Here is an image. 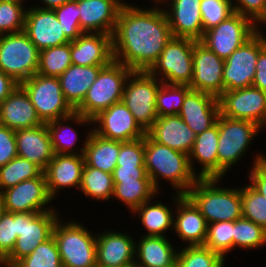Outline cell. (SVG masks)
Instances as JSON below:
<instances>
[{
  "label": "cell",
  "instance_id": "f6af8a7d",
  "mask_svg": "<svg viewBox=\"0 0 266 267\" xmlns=\"http://www.w3.org/2000/svg\"><path fill=\"white\" fill-rule=\"evenodd\" d=\"M79 0H70L63 5L54 8V12L61 24V29L66 37L72 41L84 32L81 30L79 19Z\"/></svg>",
  "mask_w": 266,
  "mask_h": 267
},
{
  "label": "cell",
  "instance_id": "d6986e66",
  "mask_svg": "<svg viewBox=\"0 0 266 267\" xmlns=\"http://www.w3.org/2000/svg\"><path fill=\"white\" fill-rule=\"evenodd\" d=\"M135 240L123 232L108 230L96 235L97 267H134Z\"/></svg>",
  "mask_w": 266,
  "mask_h": 267
},
{
  "label": "cell",
  "instance_id": "680465c9",
  "mask_svg": "<svg viewBox=\"0 0 266 267\" xmlns=\"http://www.w3.org/2000/svg\"><path fill=\"white\" fill-rule=\"evenodd\" d=\"M259 22H260V24H263V23H264V25L266 24V8H265L263 15L255 22L256 30L260 32L261 29L258 28V25H257V24H259Z\"/></svg>",
  "mask_w": 266,
  "mask_h": 267
},
{
  "label": "cell",
  "instance_id": "484cf974",
  "mask_svg": "<svg viewBox=\"0 0 266 267\" xmlns=\"http://www.w3.org/2000/svg\"><path fill=\"white\" fill-rule=\"evenodd\" d=\"M17 154L39 166L43 171L55 153L46 123L15 130Z\"/></svg>",
  "mask_w": 266,
  "mask_h": 267
},
{
  "label": "cell",
  "instance_id": "11a10c76",
  "mask_svg": "<svg viewBox=\"0 0 266 267\" xmlns=\"http://www.w3.org/2000/svg\"><path fill=\"white\" fill-rule=\"evenodd\" d=\"M252 86L261 89L266 94V46L258 55Z\"/></svg>",
  "mask_w": 266,
  "mask_h": 267
},
{
  "label": "cell",
  "instance_id": "f5cc1de1",
  "mask_svg": "<svg viewBox=\"0 0 266 267\" xmlns=\"http://www.w3.org/2000/svg\"><path fill=\"white\" fill-rule=\"evenodd\" d=\"M249 171L250 185L266 199V157L259 153Z\"/></svg>",
  "mask_w": 266,
  "mask_h": 267
},
{
  "label": "cell",
  "instance_id": "4316f807",
  "mask_svg": "<svg viewBox=\"0 0 266 267\" xmlns=\"http://www.w3.org/2000/svg\"><path fill=\"white\" fill-rule=\"evenodd\" d=\"M146 133L155 141L167 147L189 154L196 134L179 115L158 117Z\"/></svg>",
  "mask_w": 266,
  "mask_h": 267
},
{
  "label": "cell",
  "instance_id": "5bb4252c",
  "mask_svg": "<svg viewBox=\"0 0 266 267\" xmlns=\"http://www.w3.org/2000/svg\"><path fill=\"white\" fill-rule=\"evenodd\" d=\"M52 201L44 172L39 177L22 181L0 193L2 210L12 213L55 210L52 206L44 208Z\"/></svg>",
  "mask_w": 266,
  "mask_h": 267
},
{
  "label": "cell",
  "instance_id": "e0dca14e",
  "mask_svg": "<svg viewBox=\"0 0 266 267\" xmlns=\"http://www.w3.org/2000/svg\"><path fill=\"white\" fill-rule=\"evenodd\" d=\"M224 63L225 60L196 41L193 50V77L189 87L218 98L224 92Z\"/></svg>",
  "mask_w": 266,
  "mask_h": 267
},
{
  "label": "cell",
  "instance_id": "d6a6232c",
  "mask_svg": "<svg viewBox=\"0 0 266 267\" xmlns=\"http://www.w3.org/2000/svg\"><path fill=\"white\" fill-rule=\"evenodd\" d=\"M119 151L120 141L100 137L91 130L83 154L85 166L112 174L117 164Z\"/></svg>",
  "mask_w": 266,
  "mask_h": 267
},
{
  "label": "cell",
  "instance_id": "cb8c5ba5",
  "mask_svg": "<svg viewBox=\"0 0 266 267\" xmlns=\"http://www.w3.org/2000/svg\"><path fill=\"white\" fill-rule=\"evenodd\" d=\"M84 165L83 154H55L43 171L49 195L56 199L60 188H79Z\"/></svg>",
  "mask_w": 266,
  "mask_h": 267
},
{
  "label": "cell",
  "instance_id": "30bf717a",
  "mask_svg": "<svg viewBox=\"0 0 266 267\" xmlns=\"http://www.w3.org/2000/svg\"><path fill=\"white\" fill-rule=\"evenodd\" d=\"M39 50L22 31L0 38V69L18 84L37 73Z\"/></svg>",
  "mask_w": 266,
  "mask_h": 267
},
{
  "label": "cell",
  "instance_id": "8fae6325",
  "mask_svg": "<svg viewBox=\"0 0 266 267\" xmlns=\"http://www.w3.org/2000/svg\"><path fill=\"white\" fill-rule=\"evenodd\" d=\"M19 85L26 91L43 123L68 116L75 111L65 99L58 77L36 73Z\"/></svg>",
  "mask_w": 266,
  "mask_h": 267
},
{
  "label": "cell",
  "instance_id": "7a4b0ae2",
  "mask_svg": "<svg viewBox=\"0 0 266 267\" xmlns=\"http://www.w3.org/2000/svg\"><path fill=\"white\" fill-rule=\"evenodd\" d=\"M145 167L154 188L159 191V179L168 180L178 194L185 195L199 177L192 171L189 156L155 142L145 135Z\"/></svg>",
  "mask_w": 266,
  "mask_h": 267
},
{
  "label": "cell",
  "instance_id": "277c9868",
  "mask_svg": "<svg viewBox=\"0 0 266 267\" xmlns=\"http://www.w3.org/2000/svg\"><path fill=\"white\" fill-rule=\"evenodd\" d=\"M131 69L113 60L103 67L91 85L83 102L75 109L84 117L92 119L99 112L122 100L123 89Z\"/></svg>",
  "mask_w": 266,
  "mask_h": 267
},
{
  "label": "cell",
  "instance_id": "3957f363",
  "mask_svg": "<svg viewBox=\"0 0 266 267\" xmlns=\"http://www.w3.org/2000/svg\"><path fill=\"white\" fill-rule=\"evenodd\" d=\"M221 178H199L185 194L199 209L207 224L235 221L242 217L241 189L220 188Z\"/></svg>",
  "mask_w": 266,
  "mask_h": 267
},
{
  "label": "cell",
  "instance_id": "836d02e7",
  "mask_svg": "<svg viewBox=\"0 0 266 267\" xmlns=\"http://www.w3.org/2000/svg\"><path fill=\"white\" fill-rule=\"evenodd\" d=\"M133 213H137L141 223L148 233L145 236H161L165 237L164 233L173 227L174 214L171 208L162 203H151V200L141 204L135 208Z\"/></svg>",
  "mask_w": 266,
  "mask_h": 267
},
{
  "label": "cell",
  "instance_id": "4fadbf2b",
  "mask_svg": "<svg viewBox=\"0 0 266 267\" xmlns=\"http://www.w3.org/2000/svg\"><path fill=\"white\" fill-rule=\"evenodd\" d=\"M257 32L255 23L236 12L204 31L200 42L219 58L226 60L234 50Z\"/></svg>",
  "mask_w": 266,
  "mask_h": 267
},
{
  "label": "cell",
  "instance_id": "60d3db41",
  "mask_svg": "<svg viewBox=\"0 0 266 267\" xmlns=\"http://www.w3.org/2000/svg\"><path fill=\"white\" fill-rule=\"evenodd\" d=\"M224 259L205 246H186L177 253L178 267H224Z\"/></svg>",
  "mask_w": 266,
  "mask_h": 267
},
{
  "label": "cell",
  "instance_id": "94428289",
  "mask_svg": "<svg viewBox=\"0 0 266 267\" xmlns=\"http://www.w3.org/2000/svg\"><path fill=\"white\" fill-rule=\"evenodd\" d=\"M168 267H178L177 261L175 263H173L172 265L168 266Z\"/></svg>",
  "mask_w": 266,
  "mask_h": 267
},
{
  "label": "cell",
  "instance_id": "7bdbcfd3",
  "mask_svg": "<svg viewBox=\"0 0 266 267\" xmlns=\"http://www.w3.org/2000/svg\"><path fill=\"white\" fill-rule=\"evenodd\" d=\"M224 259L233 250V221H219L207 224V236L204 245Z\"/></svg>",
  "mask_w": 266,
  "mask_h": 267
},
{
  "label": "cell",
  "instance_id": "6125c7cd",
  "mask_svg": "<svg viewBox=\"0 0 266 267\" xmlns=\"http://www.w3.org/2000/svg\"><path fill=\"white\" fill-rule=\"evenodd\" d=\"M154 2H156L155 4H158V3H162L164 0H153Z\"/></svg>",
  "mask_w": 266,
  "mask_h": 267
},
{
  "label": "cell",
  "instance_id": "d4e9b609",
  "mask_svg": "<svg viewBox=\"0 0 266 267\" xmlns=\"http://www.w3.org/2000/svg\"><path fill=\"white\" fill-rule=\"evenodd\" d=\"M173 228L188 246H203L207 236V222L199 209L186 196L176 193Z\"/></svg>",
  "mask_w": 266,
  "mask_h": 267
},
{
  "label": "cell",
  "instance_id": "52a82bcc",
  "mask_svg": "<svg viewBox=\"0 0 266 267\" xmlns=\"http://www.w3.org/2000/svg\"><path fill=\"white\" fill-rule=\"evenodd\" d=\"M148 71H132L127 77L121 102L137 123L147 131L158 118L156 94L161 81Z\"/></svg>",
  "mask_w": 266,
  "mask_h": 267
},
{
  "label": "cell",
  "instance_id": "681fc988",
  "mask_svg": "<svg viewBox=\"0 0 266 267\" xmlns=\"http://www.w3.org/2000/svg\"><path fill=\"white\" fill-rule=\"evenodd\" d=\"M145 137L129 142L120 141L116 166H145Z\"/></svg>",
  "mask_w": 266,
  "mask_h": 267
},
{
  "label": "cell",
  "instance_id": "6f0895ef",
  "mask_svg": "<svg viewBox=\"0 0 266 267\" xmlns=\"http://www.w3.org/2000/svg\"><path fill=\"white\" fill-rule=\"evenodd\" d=\"M67 1H70V0H42L44 7L37 6V8L53 10L54 8L63 5Z\"/></svg>",
  "mask_w": 266,
  "mask_h": 267
},
{
  "label": "cell",
  "instance_id": "ab89813d",
  "mask_svg": "<svg viewBox=\"0 0 266 267\" xmlns=\"http://www.w3.org/2000/svg\"><path fill=\"white\" fill-rule=\"evenodd\" d=\"M266 245V230L254 222L241 217L233 221V249H253Z\"/></svg>",
  "mask_w": 266,
  "mask_h": 267
},
{
  "label": "cell",
  "instance_id": "8992f818",
  "mask_svg": "<svg viewBox=\"0 0 266 267\" xmlns=\"http://www.w3.org/2000/svg\"><path fill=\"white\" fill-rule=\"evenodd\" d=\"M216 122L219 126L218 178H223L229 168L236 165L249 149V144L261 127L247 120L228 118L220 114Z\"/></svg>",
  "mask_w": 266,
  "mask_h": 267
},
{
  "label": "cell",
  "instance_id": "4dcf8cb0",
  "mask_svg": "<svg viewBox=\"0 0 266 267\" xmlns=\"http://www.w3.org/2000/svg\"><path fill=\"white\" fill-rule=\"evenodd\" d=\"M174 249L166 236L143 235L136 242L134 267H168L176 262L178 251Z\"/></svg>",
  "mask_w": 266,
  "mask_h": 267
},
{
  "label": "cell",
  "instance_id": "f1b7e54d",
  "mask_svg": "<svg viewBox=\"0 0 266 267\" xmlns=\"http://www.w3.org/2000/svg\"><path fill=\"white\" fill-rule=\"evenodd\" d=\"M218 145L219 126L217 122L203 133L196 135L195 143L188 156L191 169L199 178H218ZM193 159L202 166L198 174L194 170Z\"/></svg>",
  "mask_w": 266,
  "mask_h": 267
},
{
  "label": "cell",
  "instance_id": "db71d44e",
  "mask_svg": "<svg viewBox=\"0 0 266 267\" xmlns=\"http://www.w3.org/2000/svg\"><path fill=\"white\" fill-rule=\"evenodd\" d=\"M113 181H135L150 179L145 166H116L112 172Z\"/></svg>",
  "mask_w": 266,
  "mask_h": 267
},
{
  "label": "cell",
  "instance_id": "b9f144b4",
  "mask_svg": "<svg viewBox=\"0 0 266 267\" xmlns=\"http://www.w3.org/2000/svg\"><path fill=\"white\" fill-rule=\"evenodd\" d=\"M13 267H63L53 235L39 244L30 255L19 260Z\"/></svg>",
  "mask_w": 266,
  "mask_h": 267
},
{
  "label": "cell",
  "instance_id": "bcb514c9",
  "mask_svg": "<svg viewBox=\"0 0 266 267\" xmlns=\"http://www.w3.org/2000/svg\"><path fill=\"white\" fill-rule=\"evenodd\" d=\"M25 6L0 1V34L19 33L24 30Z\"/></svg>",
  "mask_w": 266,
  "mask_h": 267
},
{
  "label": "cell",
  "instance_id": "c3c4849f",
  "mask_svg": "<svg viewBox=\"0 0 266 267\" xmlns=\"http://www.w3.org/2000/svg\"><path fill=\"white\" fill-rule=\"evenodd\" d=\"M17 213L0 211V264L11 254L17 240Z\"/></svg>",
  "mask_w": 266,
  "mask_h": 267
},
{
  "label": "cell",
  "instance_id": "e575fe53",
  "mask_svg": "<svg viewBox=\"0 0 266 267\" xmlns=\"http://www.w3.org/2000/svg\"><path fill=\"white\" fill-rule=\"evenodd\" d=\"M113 196L123 202L131 212L141 204L153 200L157 195L151 179H138L135 181H113Z\"/></svg>",
  "mask_w": 266,
  "mask_h": 267
},
{
  "label": "cell",
  "instance_id": "5b68a950",
  "mask_svg": "<svg viewBox=\"0 0 266 267\" xmlns=\"http://www.w3.org/2000/svg\"><path fill=\"white\" fill-rule=\"evenodd\" d=\"M56 221L53 237L56 241L63 267H97L96 235L80 223Z\"/></svg>",
  "mask_w": 266,
  "mask_h": 267
},
{
  "label": "cell",
  "instance_id": "9a60e30c",
  "mask_svg": "<svg viewBox=\"0 0 266 267\" xmlns=\"http://www.w3.org/2000/svg\"><path fill=\"white\" fill-rule=\"evenodd\" d=\"M220 115L266 126V94L250 86L224 91L218 97Z\"/></svg>",
  "mask_w": 266,
  "mask_h": 267
},
{
  "label": "cell",
  "instance_id": "ee69618b",
  "mask_svg": "<svg viewBox=\"0 0 266 267\" xmlns=\"http://www.w3.org/2000/svg\"><path fill=\"white\" fill-rule=\"evenodd\" d=\"M242 217L266 230V199L251 185L241 188Z\"/></svg>",
  "mask_w": 266,
  "mask_h": 267
},
{
  "label": "cell",
  "instance_id": "1f68e13d",
  "mask_svg": "<svg viewBox=\"0 0 266 267\" xmlns=\"http://www.w3.org/2000/svg\"><path fill=\"white\" fill-rule=\"evenodd\" d=\"M67 121L69 122L74 121V123L77 122V124L79 125L80 124L83 125V123H87V125H89L90 123H91L90 125L93 124L92 119L84 117L81 113H78L76 111H74L72 114L68 116L46 123L54 153L55 154H71V155L72 154H80V155L84 154L85 146H86V143H87V140H88V137L91 131H88L89 133L87 134L85 138V142L83 144L84 146H82L81 149H78L80 150V153L77 151H74V149L72 148L74 147V144L76 143L78 139L77 138L78 134H76L77 131H74L75 130L74 128H71V126H69L70 124H66V125L64 124ZM66 131H68V133L70 131L72 137L70 136V133L66 134Z\"/></svg>",
  "mask_w": 266,
  "mask_h": 267
},
{
  "label": "cell",
  "instance_id": "ba28073f",
  "mask_svg": "<svg viewBox=\"0 0 266 267\" xmlns=\"http://www.w3.org/2000/svg\"><path fill=\"white\" fill-rule=\"evenodd\" d=\"M58 218L60 216L55 210L17 213V240L11 254L1 265L13 267L19 260L30 255L39 244L52 236Z\"/></svg>",
  "mask_w": 266,
  "mask_h": 267
},
{
  "label": "cell",
  "instance_id": "816d5d0a",
  "mask_svg": "<svg viewBox=\"0 0 266 267\" xmlns=\"http://www.w3.org/2000/svg\"><path fill=\"white\" fill-rule=\"evenodd\" d=\"M231 5L233 12L239 13L254 23L263 15L266 8V0H232Z\"/></svg>",
  "mask_w": 266,
  "mask_h": 267
},
{
  "label": "cell",
  "instance_id": "d590c367",
  "mask_svg": "<svg viewBox=\"0 0 266 267\" xmlns=\"http://www.w3.org/2000/svg\"><path fill=\"white\" fill-rule=\"evenodd\" d=\"M79 189L86 197L110 200L114 192L112 174L84 165Z\"/></svg>",
  "mask_w": 266,
  "mask_h": 267
},
{
  "label": "cell",
  "instance_id": "ac0fdd59",
  "mask_svg": "<svg viewBox=\"0 0 266 267\" xmlns=\"http://www.w3.org/2000/svg\"><path fill=\"white\" fill-rule=\"evenodd\" d=\"M23 32L39 51L71 42L63 33L61 24L51 9L32 6L28 8Z\"/></svg>",
  "mask_w": 266,
  "mask_h": 267
},
{
  "label": "cell",
  "instance_id": "f35d334b",
  "mask_svg": "<svg viewBox=\"0 0 266 267\" xmlns=\"http://www.w3.org/2000/svg\"><path fill=\"white\" fill-rule=\"evenodd\" d=\"M191 90L188 85L167 84L161 82L156 94L158 117L178 115L186 94Z\"/></svg>",
  "mask_w": 266,
  "mask_h": 267
},
{
  "label": "cell",
  "instance_id": "7402d4cb",
  "mask_svg": "<svg viewBox=\"0 0 266 267\" xmlns=\"http://www.w3.org/2000/svg\"><path fill=\"white\" fill-rule=\"evenodd\" d=\"M72 64L107 66L113 60L112 35L84 33L70 42Z\"/></svg>",
  "mask_w": 266,
  "mask_h": 267
},
{
  "label": "cell",
  "instance_id": "83f0119b",
  "mask_svg": "<svg viewBox=\"0 0 266 267\" xmlns=\"http://www.w3.org/2000/svg\"><path fill=\"white\" fill-rule=\"evenodd\" d=\"M0 124L12 130L32 128L44 124L26 91L18 85L0 104Z\"/></svg>",
  "mask_w": 266,
  "mask_h": 267
},
{
  "label": "cell",
  "instance_id": "7dc6e473",
  "mask_svg": "<svg viewBox=\"0 0 266 267\" xmlns=\"http://www.w3.org/2000/svg\"><path fill=\"white\" fill-rule=\"evenodd\" d=\"M200 11L204 31L217 26L233 13L230 0H202Z\"/></svg>",
  "mask_w": 266,
  "mask_h": 267
},
{
  "label": "cell",
  "instance_id": "9f6ffc18",
  "mask_svg": "<svg viewBox=\"0 0 266 267\" xmlns=\"http://www.w3.org/2000/svg\"><path fill=\"white\" fill-rule=\"evenodd\" d=\"M19 84L0 69V104L13 92Z\"/></svg>",
  "mask_w": 266,
  "mask_h": 267
},
{
  "label": "cell",
  "instance_id": "8d00e7d4",
  "mask_svg": "<svg viewBox=\"0 0 266 267\" xmlns=\"http://www.w3.org/2000/svg\"><path fill=\"white\" fill-rule=\"evenodd\" d=\"M71 65L69 42L60 46L40 50L37 73L47 77H59Z\"/></svg>",
  "mask_w": 266,
  "mask_h": 267
},
{
  "label": "cell",
  "instance_id": "9c48e42d",
  "mask_svg": "<svg viewBox=\"0 0 266 267\" xmlns=\"http://www.w3.org/2000/svg\"><path fill=\"white\" fill-rule=\"evenodd\" d=\"M195 42L189 38L172 37L148 72L161 82L189 86L193 77Z\"/></svg>",
  "mask_w": 266,
  "mask_h": 267
},
{
  "label": "cell",
  "instance_id": "603a6c76",
  "mask_svg": "<svg viewBox=\"0 0 266 267\" xmlns=\"http://www.w3.org/2000/svg\"><path fill=\"white\" fill-rule=\"evenodd\" d=\"M219 114L218 98L192 89L186 94L178 113L196 135L212 127Z\"/></svg>",
  "mask_w": 266,
  "mask_h": 267
},
{
  "label": "cell",
  "instance_id": "7c38bea8",
  "mask_svg": "<svg viewBox=\"0 0 266 267\" xmlns=\"http://www.w3.org/2000/svg\"><path fill=\"white\" fill-rule=\"evenodd\" d=\"M266 46V37L257 31L225 60L223 67L224 91L250 87L256 72L258 55Z\"/></svg>",
  "mask_w": 266,
  "mask_h": 267
},
{
  "label": "cell",
  "instance_id": "44dd1931",
  "mask_svg": "<svg viewBox=\"0 0 266 267\" xmlns=\"http://www.w3.org/2000/svg\"><path fill=\"white\" fill-rule=\"evenodd\" d=\"M167 0H164L166 3ZM169 1V0H168ZM171 1V2H170ZM167 16L173 37L200 41L204 34L200 4L202 0H170ZM171 7V8H170Z\"/></svg>",
  "mask_w": 266,
  "mask_h": 267
},
{
  "label": "cell",
  "instance_id": "2e32d148",
  "mask_svg": "<svg viewBox=\"0 0 266 267\" xmlns=\"http://www.w3.org/2000/svg\"><path fill=\"white\" fill-rule=\"evenodd\" d=\"M92 123L99 125L98 128L94 127L93 132L110 140L129 142L146 135V131L121 101L99 112L92 118Z\"/></svg>",
  "mask_w": 266,
  "mask_h": 267
},
{
  "label": "cell",
  "instance_id": "ffe728a7",
  "mask_svg": "<svg viewBox=\"0 0 266 267\" xmlns=\"http://www.w3.org/2000/svg\"><path fill=\"white\" fill-rule=\"evenodd\" d=\"M122 0H79V24L84 33L113 35Z\"/></svg>",
  "mask_w": 266,
  "mask_h": 267
},
{
  "label": "cell",
  "instance_id": "f546056e",
  "mask_svg": "<svg viewBox=\"0 0 266 267\" xmlns=\"http://www.w3.org/2000/svg\"><path fill=\"white\" fill-rule=\"evenodd\" d=\"M103 67L105 66H81L72 64L58 77L62 93L74 110L83 102L87 91L97 79Z\"/></svg>",
  "mask_w": 266,
  "mask_h": 267
},
{
  "label": "cell",
  "instance_id": "f907efd6",
  "mask_svg": "<svg viewBox=\"0 0 266 267\" xmlns=\"http://www.w3.org/2000/svg\"><path fill=\"white\" fill-rule=\"evenodd\" d=\"M17 156L15 130L0 124V167Z\"/></svg>",
  "mask_w": 266,
  "mask_h": 267
},
{
  "label": "cell",
  "instance_id": "6da1fadb",
  "mask_svg": "<svg viewBox=\"0 0 266 267\" xmlns=\"http://www.w3.org/2000/svg\"><path fill=\"white\" fill-rule=\"evenodd\" d=\"M161 9L158 5L150 9L129 3L122 6L112 35L115 61L132 71H148L153 66L173 37Z\"/></svg>",
  "mask_w": 266,
  "mask_h": 267
},
{
  "label": "cell",
  "instance_id": "91938a15",
  "mask_svg": "<svg viewBox=\"0 0 266 267\" xmlns=\"http://www.w3.org/2000/svg\"><path fill=\"white\" fill-rule=\"evenodd\" d=\"M1 2H13V3H17V4H23L25 2H23V0H0Z\"/></svg>",
  "mask_w": 266,
  "mask_h": 267
},
{
  "label": "cell",
  "instance_id": "74e56055",
  "mask_svg": "<svg viewBox=\"0 0 266 267\" xmlns=\"http://www.w3.org/2000/svg\"><path fill=\"white\" fill-rule=\"evenodd\" d=\"M43 170L26 158L17 156L0 167V193L18 183L39 177Z\"/></svg>",
  "mask_w": 266,
  "mask_h": 267
}]
</instances>
